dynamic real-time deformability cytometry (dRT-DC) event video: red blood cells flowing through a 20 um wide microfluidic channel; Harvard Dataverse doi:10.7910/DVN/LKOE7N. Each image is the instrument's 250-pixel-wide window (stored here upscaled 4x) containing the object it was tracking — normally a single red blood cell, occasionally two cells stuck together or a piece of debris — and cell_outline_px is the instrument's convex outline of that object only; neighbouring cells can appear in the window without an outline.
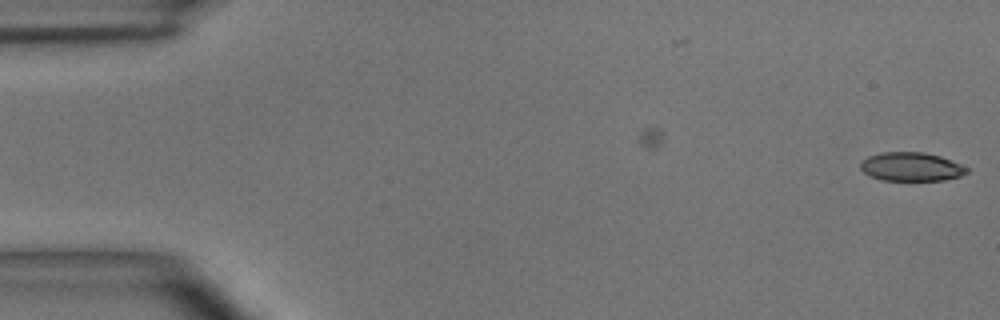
{"species": "common noctule bat (a hibernating species)", "species_latin": "Nyctalus noctula", "temperature_condition": "room temperature", "stored_images_in_passage": 6, "camera_frame_rate_fps": 3000, "um_per_image_px": 0.085, "animal": {"sex": "male", "body_mass_g": 15.6}, "frame": {"image": 1, "passage_image": 6, "time_ms": 1.667, "image_size_px": [1000, 320], "cell_outline_px": [[968, 172], [960, 176], [944, 180], [880, 180], [864, 172], [860, 168], [860, 164], [868, 156], [884, 152], [924, 152], [940, 156], [960, 164], [968, 168]], "centroid_in_image_um": [77.46, 14.17], "position_along_channel_um": 7.5, "area_um2": 17.63}}